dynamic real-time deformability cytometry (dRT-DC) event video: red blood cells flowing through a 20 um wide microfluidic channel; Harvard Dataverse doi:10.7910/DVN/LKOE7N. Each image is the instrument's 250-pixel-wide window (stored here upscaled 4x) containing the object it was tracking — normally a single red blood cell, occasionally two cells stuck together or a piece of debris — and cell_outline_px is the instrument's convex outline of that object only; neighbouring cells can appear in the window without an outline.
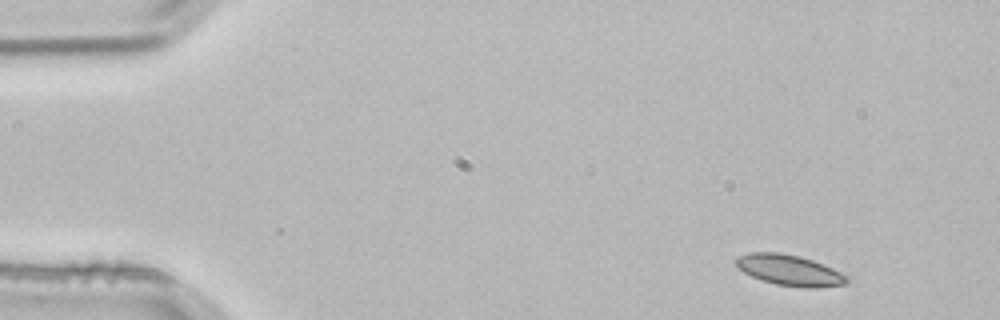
{"species": "common noctule bat (a hibernating species)", "species_latin": "Nyctalus noctula", "temperature_condition": "room temperature", "stored_images_in_passage": 2, "camera_frame_rate_fps": 3000, "um_per_image_px": 0.085, "animal": {"sex": "male", "body_mass_g": 21.5, "forearm_length_mm": 52.0}, "frame": {"image": 1, "passage_image": 1, "time_ms": 0.0, "image_size_px": [1000, 320], "cell_outline_px": [[848, 284], [816, 288], [804, 288], [776, 284], [752, 276], [744, 272], [732, 260], [748, 252], [776, 252], [800, 256], [812, 260], [832, 268], [848, 276]], "centroid_in_image_um": [67.12, 22.97], "position_along_channel_um": 17.9, "area_um2": 19.83}}